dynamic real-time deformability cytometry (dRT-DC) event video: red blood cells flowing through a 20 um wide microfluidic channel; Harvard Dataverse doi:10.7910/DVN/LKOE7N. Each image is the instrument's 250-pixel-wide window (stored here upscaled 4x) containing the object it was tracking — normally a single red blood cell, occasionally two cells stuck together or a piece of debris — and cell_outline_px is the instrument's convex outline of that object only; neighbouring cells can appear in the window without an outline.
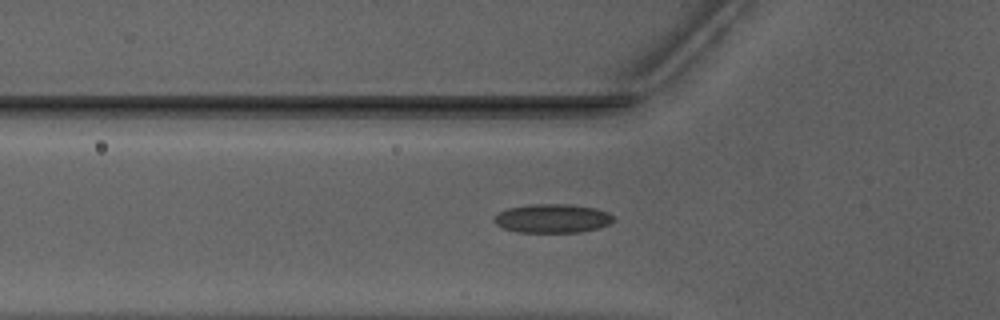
{"species": "Egyptian fruit bat (a non-hibernating species)", "species_latin": "Rousettus aegyptiacus", "temperature_condition": "warm", "stored_images_in_passage": 34, "camera_frame_rate_fps": 3000, "um_per_image_px": 0.085, "animal": {"sex": "male"}, "frame": {"image": 1, "passage_image": 6, "time_ms": 1.667, "image_size_px": [1000, 320], "cell_outline_px": [[616, 220], [600, 228], [580, 232], [520, 232], [504, 228], [496, 224], [492, 220], [496, 212], [508, 208], [532, 204], [568, 204], [596, 208], [608, 212]], "centroid_in_image_um": [46.95, 18.56], "position_along_channel_um": 78.9, "area_um2": 20.17}}
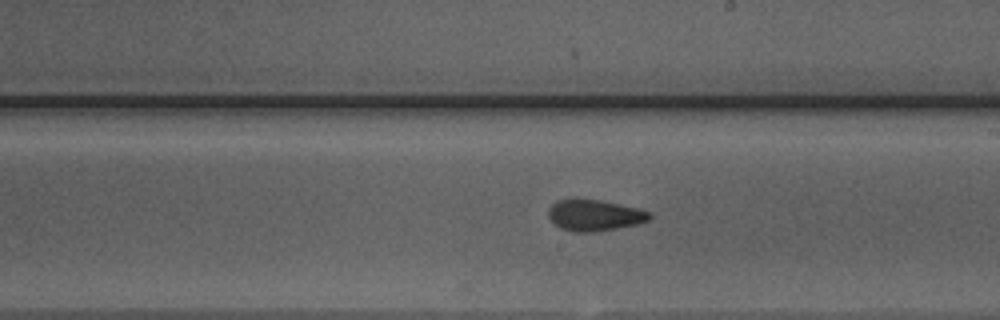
{"frame": {"image": 2, "passage_image": 18, "time_ms": 5.667, "image_size_px": [1000, 320], "cell_outline_px": [[652, 216], [648, 220], [636, 224], [616, 228], [592, 232], [572, 232], [560, 228], [548, 216], [548, 208], [556, 200], [600, 200], [640, 208], [652, 212]], "centroid_in_image_um": [50.55, 18.3], "position_along_channel_um": 238.4, "area_um2": 18.26}}
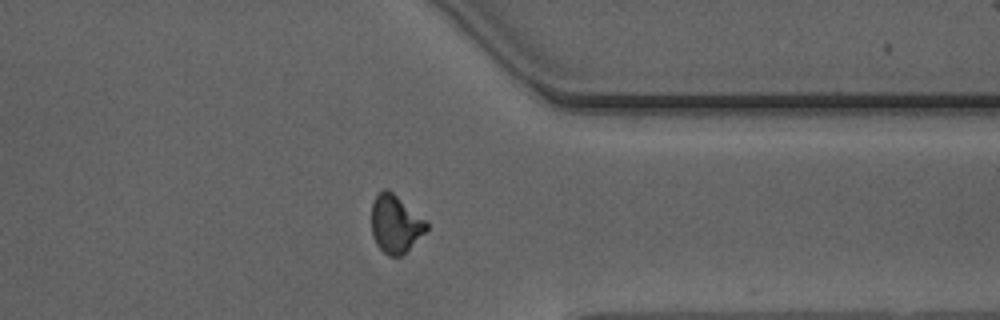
{"frame": {"image": 3, "passage_image": 29, "time_ms": 9.333, "image_size_px": [1000, 320], "cell_outline_px": [[428, 228], [400, 256], [388, 256], [376, 244], [372, 236], [372, 204], [376, 196], [384, 188], [388, 188], [424, 220], [428, 224]], "centroid_in_image_um": [33.57, 19.03], "position_along_channel_um": 377.8, "area_um2": 17.98}, "authors_computed_cell_mechanics": {"area_um2": 18.6694, "velocity_mm_per_s": 3.9746, "shape_relaxation_time_tau1_ms": 8.4968, "shape_relaxation_time_tau2_ms": 1.9638, "deformation_change_tau1": 0.1976, "deformation_change_tau2": 0.0907}}